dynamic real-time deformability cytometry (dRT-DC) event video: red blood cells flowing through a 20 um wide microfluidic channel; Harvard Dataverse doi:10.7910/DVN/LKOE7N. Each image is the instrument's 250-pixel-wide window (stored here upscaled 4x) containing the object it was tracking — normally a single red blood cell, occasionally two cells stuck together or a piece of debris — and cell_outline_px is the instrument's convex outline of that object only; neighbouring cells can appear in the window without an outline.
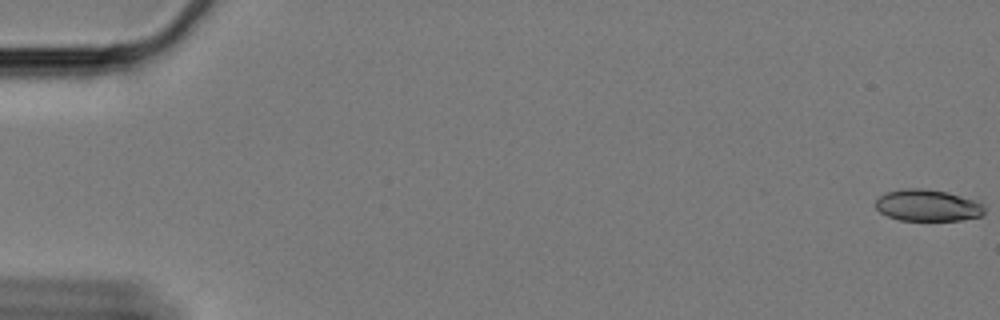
{"species": "Egyptian fruit bat (a non-hibernating species)", "species_latin": "Rousettus aegyptiacus", "temperature_condition": "cold", "stored_images_in_passage": 17, "camera_frame_rate_fps": 3000, "um_per_image_px": 0.085, "animal": {"sex": "female"}, "frame": {"image": 1, "passage_image": 1, "time_ms": 0.0, "image_size_px": [1000, 320], "cell_outline_px": [[984, 212], [980, 216], [960, 220], [900, 220], [888, 216], [880, 212], [876, 208], [876, 200], [880, 196], [888, 192], [900, 188], [924, 188], [948, 192], [976, 200], [984, 204]], "centroid_in_image_um": [78.86, 17.44], "position_along_channel_um": 6.1, "area_um2": 20.11}}